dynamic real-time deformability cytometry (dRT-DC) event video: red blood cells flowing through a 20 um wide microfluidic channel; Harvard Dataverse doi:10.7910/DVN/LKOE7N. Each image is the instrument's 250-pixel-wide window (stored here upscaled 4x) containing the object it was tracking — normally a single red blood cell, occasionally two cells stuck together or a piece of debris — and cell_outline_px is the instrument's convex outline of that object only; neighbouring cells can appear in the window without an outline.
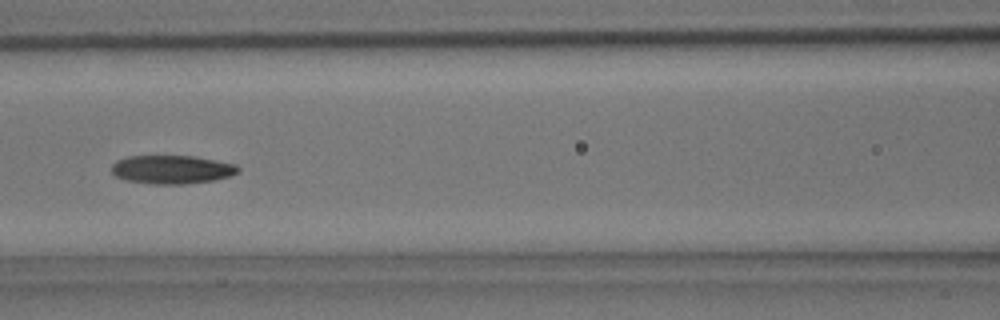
{"species": "common noctule bat (a hibernating species)", "species_latin": "Nyctalus noctula", "temperature_condition": "room temperature", "stored_images_in_passage": 24, "camera_frame_rate_fps": 3000, "um_per_image_px": 0.085, "animal": {"sex": "male", "body_mass_g": 15.6}, "frame": {"image": 1, "passage_image": 9, "time_ms": 2.667, "image_size_px": [1000, 320], "cell_outline_px": [[240, 172], [216, 180], [184, 184], [152, 184], [128, 180], [116, 176], [112, 172], [112, 164], [116, 160], [128, 156], [192, 156], [236, 164], [240, 168]], "centroid_in_image_um": [14.62, 14.41], "position_along_channel_um": 152.0, "area_um2": 20.98}}
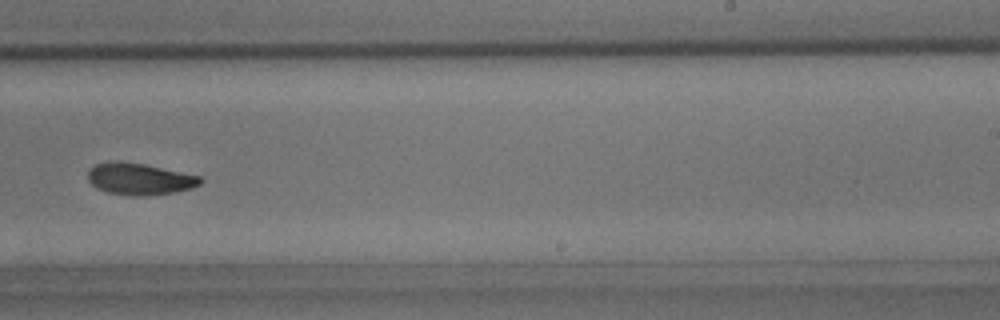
{"frame": {"image": 2, "passage_image": 18, "time_ms": 5.667, "image_size_px": [1000, 320], "cell_outline_px": [[204, 180], [200, 184], [192, 188], [176, 192], [144, 196], [128, 196], [108, 192], [96, 188], [88, 180], [88, 172], [96, 164], [108, 160], [144, 164], [200, 176]], "centroid_in_image_um": [11.86, 15.22], "position_along_channel_um": 277.1, "area_um2": 20.81}}